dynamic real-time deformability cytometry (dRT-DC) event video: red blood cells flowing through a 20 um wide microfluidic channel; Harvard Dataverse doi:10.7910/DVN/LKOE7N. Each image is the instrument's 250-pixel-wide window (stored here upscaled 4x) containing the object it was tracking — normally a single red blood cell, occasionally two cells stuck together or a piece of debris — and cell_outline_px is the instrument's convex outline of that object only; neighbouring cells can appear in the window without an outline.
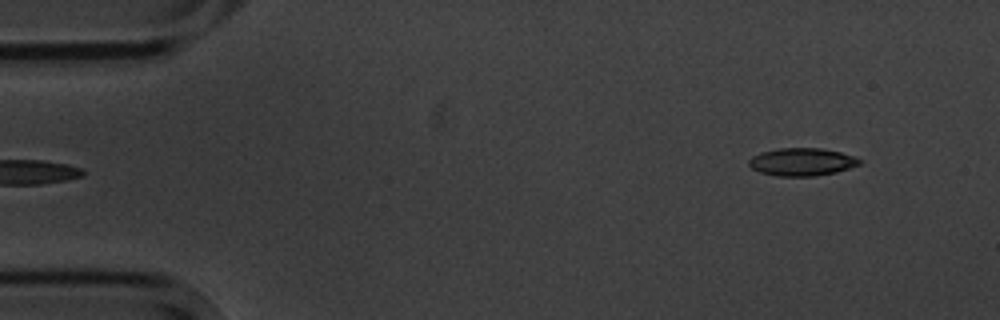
{"species": "common noctule bat (a hibernating species)", "species_latin": "Nyctalus noctula", "temperature_condition": "cold", "stored_images_in_passage": 5, "segment_of_instrument_passage": [2, 2], "camera_frame_rate_fps": 3000, "um_per_image_px": 0.085, "animal": {"sex": "male", "body_mass_g": 20.1, "forearm_length_mm": 53.5}, "frame": {"image": 1, "passage_image": 5, "time_ms": 5.333, "image_size_px": [1000, 320], "cell_outline_px": [[860, 164], [836, 172], [816, 176], [776, 176], [760, 172], [752, 168], [748, 164], [748, 160], [752, 156], [760, 152], [780, 148], [820, 148], [840, 152], [852, 156], [860, 160]], "centroid_in_image_um": [68.11, 13.76], "position_along_channel_um": 16.9, "area_um2": 17.8}}